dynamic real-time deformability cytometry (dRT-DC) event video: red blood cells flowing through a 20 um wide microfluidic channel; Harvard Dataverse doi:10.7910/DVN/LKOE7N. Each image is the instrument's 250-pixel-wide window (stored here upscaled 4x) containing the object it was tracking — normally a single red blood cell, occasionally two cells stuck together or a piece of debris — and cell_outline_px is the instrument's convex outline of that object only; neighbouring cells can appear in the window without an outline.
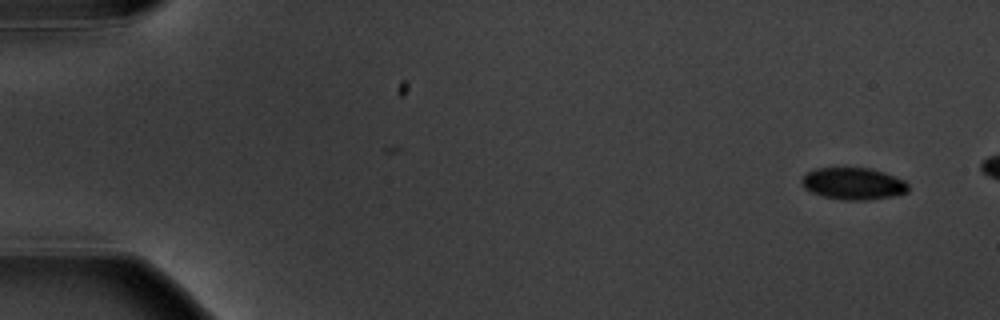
{"species": "common noctule bat (a hibernating species)", "species_latin": "Nyctalus noctula", "temperature_condition": "warm", "stored_images_in_passage": 4, "camera_frame_rate_fps": 3000, "um_per_image_px": 0.085, "animal": {"sex": "male", "body_mass_g": 20.1, "forearm_length_mm": 53.5}, "frame": {"image": 1, "passage_image": 1, "time_ms": 0.0, "image_size_px": [1000, 320], "cell_outline_px": [[908, 192], [892, 196], [868, 200], [844, 200], [824, 196], [812, 192], [804, 188], [800, 180], [808, 172], [816, 168], [872, 168], [884, 172], [904, 180], [908, 184]], "centroid_in_image_um": [72.54, 15.6], "position_along_channel_um": 12.5, "area_um2": 19.77}}